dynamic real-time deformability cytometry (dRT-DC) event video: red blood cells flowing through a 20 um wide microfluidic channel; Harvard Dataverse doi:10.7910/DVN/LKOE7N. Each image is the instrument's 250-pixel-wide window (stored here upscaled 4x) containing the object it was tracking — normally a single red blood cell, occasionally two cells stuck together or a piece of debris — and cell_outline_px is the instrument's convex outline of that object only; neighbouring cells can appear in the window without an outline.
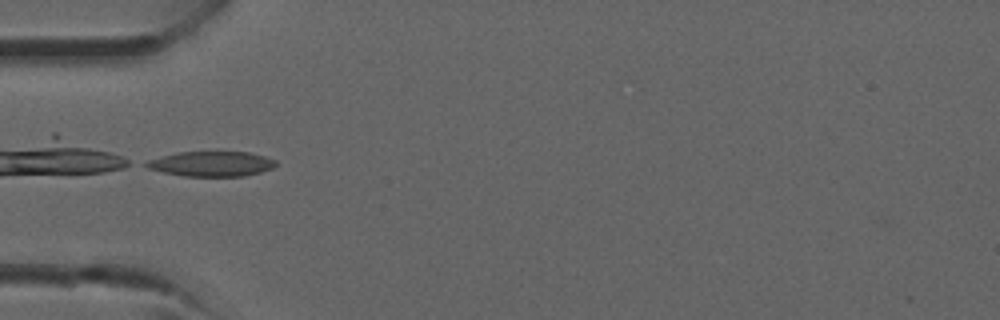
{"species": "common noctule bat (a hibernating species)", "species_latin": "Nyctalus noctula", "temperature_condition": "room temperature", "stored_images_in_passage": 24, "camera_frame_rate_fps": 3000, "um_per_image_px": 0.085, "animal": {"sex": "male", "forearm_length_mm": 52.5}, "frame": {"image": 1, "passage_image": 1, "time_ms": 0.0, "image_size_px": [1000, 320], "cell_outline_px": [[276, 164], [272, 168], [260, 172], [244, 176], [184, 176], [164, 172], [148, 168], [140, 164], [148, 160], [160, 156], [176, 152], [216, 148], [248, 152], [264, 156], [276, 160]], "centroid_in_image_um": [17.94, 13.86], "position_along_channel_um": 67.1, "area_um2": 19.94}}
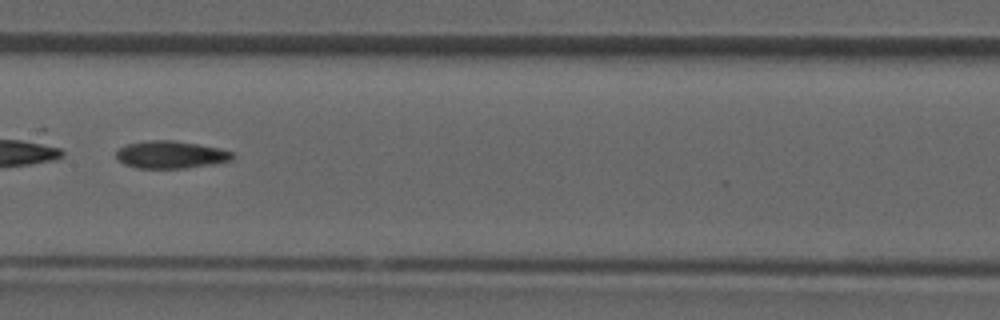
{"frame": {"image": 2, "passage_image": 8, "time_ms": 2.333, "image_size_px": [1000, 320], "cell_outline_px": [[236, 156], [232, 160], [216, 164], [184, 168], [136, 168], [124, 164], [116, 156], [116, 152], [120, 148], [128, 144], [148, 140], [172, 140], [220, 148], [232, 152]], "centroid_in_image_um": [14.55, 13.15], "position_along_channel_um": 192.8, "area_um2": 18.61}}